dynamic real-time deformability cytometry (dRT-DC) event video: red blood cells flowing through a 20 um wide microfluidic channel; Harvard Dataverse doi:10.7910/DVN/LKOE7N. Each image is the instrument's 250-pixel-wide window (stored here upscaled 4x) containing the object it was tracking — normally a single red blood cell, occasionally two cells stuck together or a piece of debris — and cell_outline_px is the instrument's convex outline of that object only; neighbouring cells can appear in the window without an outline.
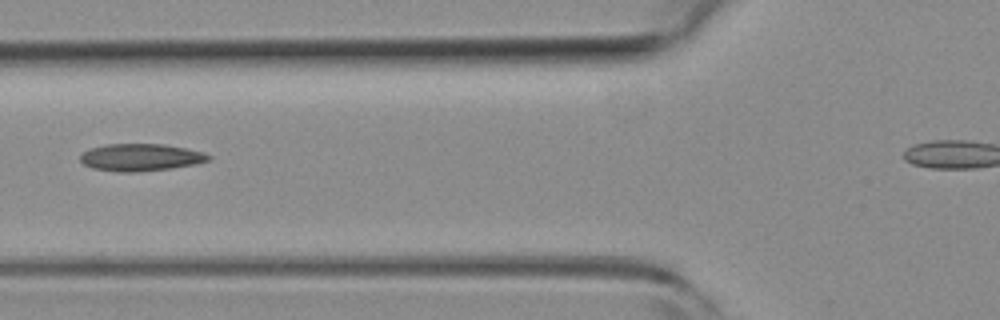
{"species": "common noctule bat (a hibernating species)", "species_latin": "Nyctalus noctula", "temperature_condition": "room temperature", "stored_images_in_passage": 7, "camera_frame_rate_fps": 3000, "um_per_image_px": 0.085, "animal": {"sex": "female", "body_mass_g": 19.3, "forearm_length_mm": 54.1}, "frame": {"image": 1, "passage_image": 6, "time_ms": 1.667, "image_size_px": [1000, 320], "cell_outline_px": [[212, 160], [196, 164], [172, 168], [136, 172], [116, 172], [92, 168], [84, 164], [80, 160], [80, 156], [88, 148], [104, 144], [164, 144], [204, 152], [212, 156]], "centroid_in_image_um": [11.97, 13.37], "position_along_channel_um": 113.8, "area_um2": 20.58}}
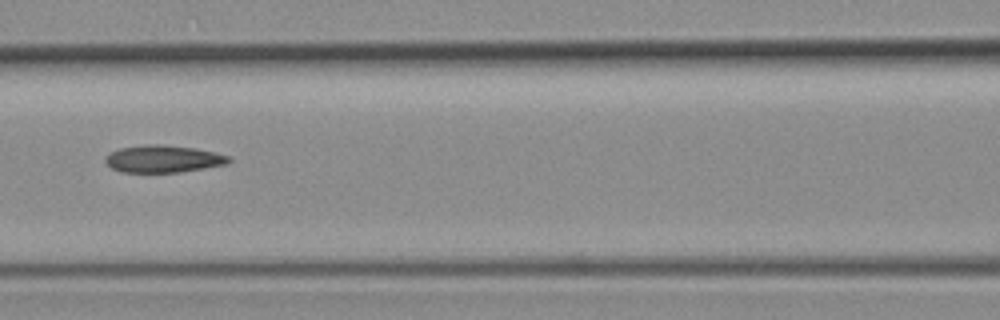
{"frame": {"image": 2, "passage_image": 7, "time_ms": 2.0, "image_size_px": [1000, 320], "cell_outline_px": [[232, 160], [228, 164], [180, 172], [120, 172], [112, 168], [104, 160], [104, 156], [120, 148], [144, 144], [164, 144], [196, 148], [216, 152], [228, 156]], "centroid_in_image_um": [13.88, 13.49], "position_along_channel_um": 152.7, "area_um2": 19.77}}